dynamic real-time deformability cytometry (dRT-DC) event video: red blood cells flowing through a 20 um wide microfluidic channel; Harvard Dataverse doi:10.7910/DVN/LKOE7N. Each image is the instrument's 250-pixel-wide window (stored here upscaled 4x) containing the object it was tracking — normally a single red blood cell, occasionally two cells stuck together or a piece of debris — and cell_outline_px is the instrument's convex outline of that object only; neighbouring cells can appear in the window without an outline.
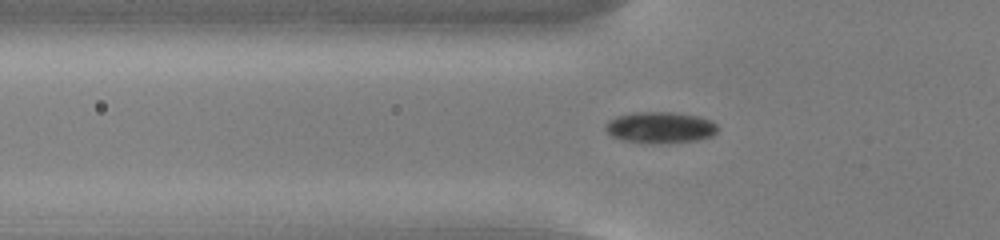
{"species": "common noctule bat (a hibernating species)", "species_latin": "Nyctalus noctula", "temperature_condition": "cold", "stored_images_in_passage": 55, "camera_frame_rate_fps": 3000, "um_per_image_px": 0.085, "animal": {"sex": "male", "body_mass_g": 13.0, "forearm_length_mm": 53.1}, "frame": {"image": 1, "passage_image": 19, "time_ms": 6.0, "image_size_px": [1000, 240], "cell_outline_px": [[716, 132], [712, 136], [696, 140], [652, 144], [624, 140], [612, 136], [604, 128], [604, 124], [608, 120], [616, 116], [632, 112], [672, 112], [700, 116], [712, 120], [716, 124]], "centroid_in_image_um": [56.09, 10.82], "position_along_channel_um": 69.7, "area_um2": 20.58}}
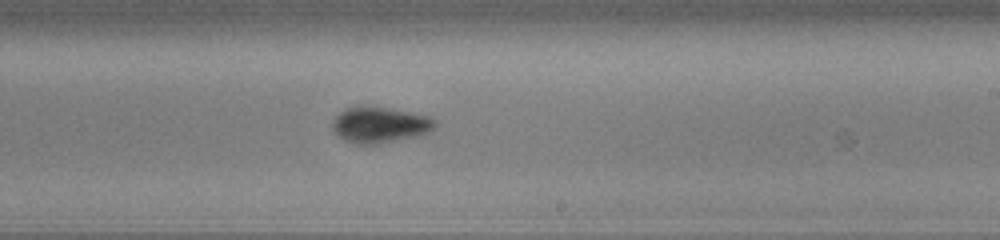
{"frame": {"image": 2, "passage_image": 34, "time_ms": 11.0, "image_size_px": [1000, 240], "cell_outline_px": [[436, 124], [432, 128], [416, 136], [376, 144], [356, 144], [344, 140], [332, 128], [332, 120], [340, 112], [348, 108], [360, 104], [368, 104], [428, 116], [436, 120]], "centroid_in_image_um": [32.22, 10.58], "position_along_channel_um": 256.8, "area_um2": 21.33}}
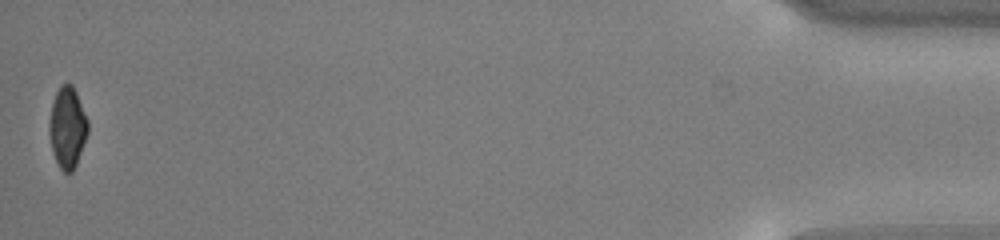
{"frame": {"image": 3, "passage_image": 55, "time_ms": 18.0, "image_size_px": [1000, 240], "cell_outline_px": [[88, 132], [76, 164], [72, 172], [64, 172], [60, 168], [52, 152], [48, 132], [48, 124], [52, 104], [56, 92], [60, 84], [72, 84], [76, 92], [88, 120]], "centroid_in_image_um": [5.71, 10.83], "position_along_channel_um": 429.5, "area_um2": 18.21}, "authors_computed_cell_mechanics": {"area_um2": 19.5364, "velocity_mm_per_s": 3.7589, "shape_relaxation_time_tau1_ms": 2.2351, "shape_relaxation_time_tau2_ms": null, "deformation_change_tau1": 0.0926, "deformation_change_tau2": null}}